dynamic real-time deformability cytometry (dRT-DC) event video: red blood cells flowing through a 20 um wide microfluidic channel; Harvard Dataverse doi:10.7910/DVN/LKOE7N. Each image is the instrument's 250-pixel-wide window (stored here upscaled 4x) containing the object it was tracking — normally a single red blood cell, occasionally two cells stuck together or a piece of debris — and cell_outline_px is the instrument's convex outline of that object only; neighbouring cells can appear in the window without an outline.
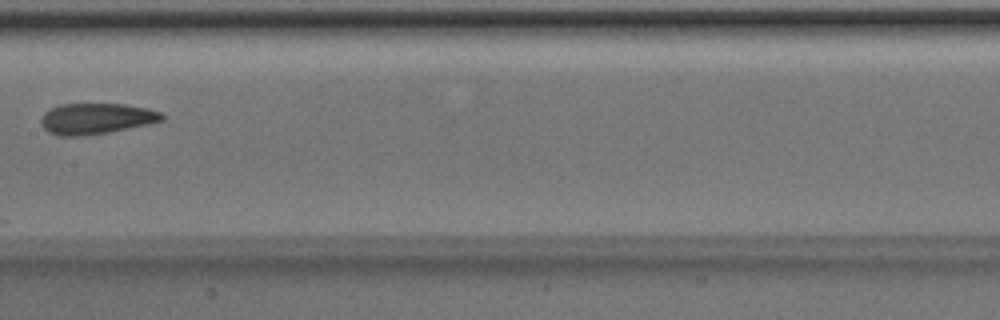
{"species": "Egyptian fruit bat (a non-hibernating species)", "species_latin": "Rousettus aegyptiacus", "temperature_condition": "room temperature", "stored_images_in_passage": 7, "camera_frame_rate_fps": 3000, "um_per_image_px": 0.085, "animal": {"sex": "male"}, "frame": {"image": 1, "passage_image": 7, "time_ms": 2.0, "image_size_px": [1000, 320], "cell_outline_px": [[164, 120], [148, 124], [108, 132], [84, 136], [56, 136], [48, 132], [44, 128], [40, 120], [44, 112], [60, 104], [124, 104], [148, 108], [160, 112], [164, 116]], "centroid_in_image_um": [8.16, 10.09], "position_along_channel_um": 199.2, "area_um2": 21.79}}